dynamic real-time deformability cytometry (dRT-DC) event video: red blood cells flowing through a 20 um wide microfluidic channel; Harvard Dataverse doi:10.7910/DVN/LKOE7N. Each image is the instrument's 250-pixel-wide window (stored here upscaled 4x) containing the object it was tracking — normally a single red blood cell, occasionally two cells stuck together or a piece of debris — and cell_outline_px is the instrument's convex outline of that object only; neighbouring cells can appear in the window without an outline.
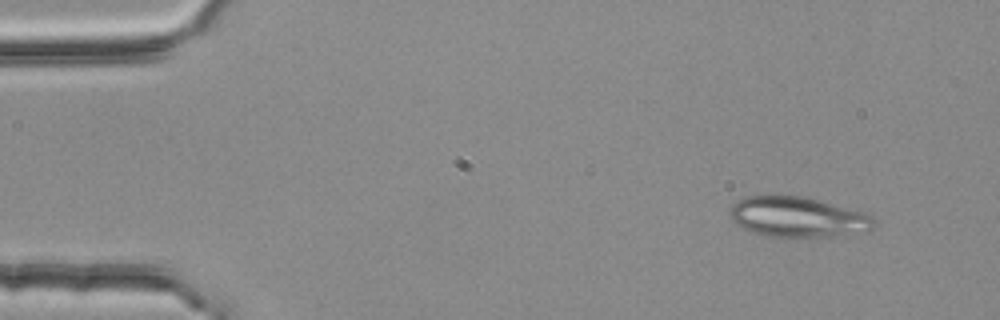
{"species": "common noctule bat (a hibernating species)", "species_latin": "Nyctalus noctula", "temperature_condition": "room temperature", "stored_images_in_passage": 3, "camera_frame_rate_fps": 3000, "um_per_image_px": 0.085, "animal": {"sex": "female", "body_mass_g": 25.1}, "frame": {"image": 1, "passage_image": 1, "time_ms": 0.0, "image_size_px": [1000, 320], "cell_outline_px": [[876, 228], [868, 232], [828, 236], [772, 236], [756, 232], [744, 228], [736, 224], [732, 220], [728, 212], [732, 204], [748, 196], [800, 196], [868, 212], [876, 220]], "centroid_in_image_um": [67.89, 18.44], "position_along_channel_um": 17.1, "area_um2": 33.64}}